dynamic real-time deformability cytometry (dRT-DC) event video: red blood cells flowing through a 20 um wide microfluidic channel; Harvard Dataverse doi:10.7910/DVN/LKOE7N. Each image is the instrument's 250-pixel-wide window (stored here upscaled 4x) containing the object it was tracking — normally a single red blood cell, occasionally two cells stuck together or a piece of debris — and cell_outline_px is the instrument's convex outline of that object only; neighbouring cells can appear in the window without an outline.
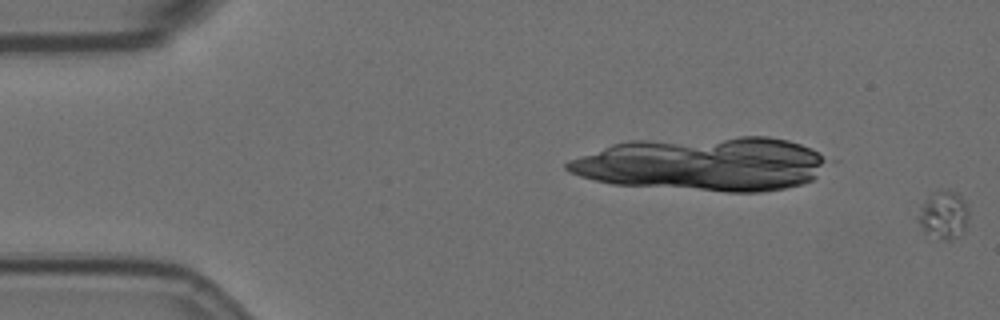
{"species": "Egyptian fruit bat (a non-hibernating species)", "species_latin": "Rousettus aegyptiacus", "temperature_condition": "room temperature", "stored_images_in_passage": 3, "camera_frame_rate_fps": 3000, "um_per_image_px": 0.085, "animal": {"sex": "female"}, "frame": {"image": 1, "passage_image": 3, "time_ms": 0.667, "image_size_px": [1000, 320], "cell_outline_px": [[968, 220], [964, 232], [960, 236], [952, 240], [940, 240], [924, 236], [916, 220], [916, 216], [924, 200], [932, 192], [944, 188], [948, 188], [956, 192], [968, 204]], "centroid_in_image_um": [80.17, 18.3], "position_along_channel_um": 4.8, "area_um2": 15.14}}